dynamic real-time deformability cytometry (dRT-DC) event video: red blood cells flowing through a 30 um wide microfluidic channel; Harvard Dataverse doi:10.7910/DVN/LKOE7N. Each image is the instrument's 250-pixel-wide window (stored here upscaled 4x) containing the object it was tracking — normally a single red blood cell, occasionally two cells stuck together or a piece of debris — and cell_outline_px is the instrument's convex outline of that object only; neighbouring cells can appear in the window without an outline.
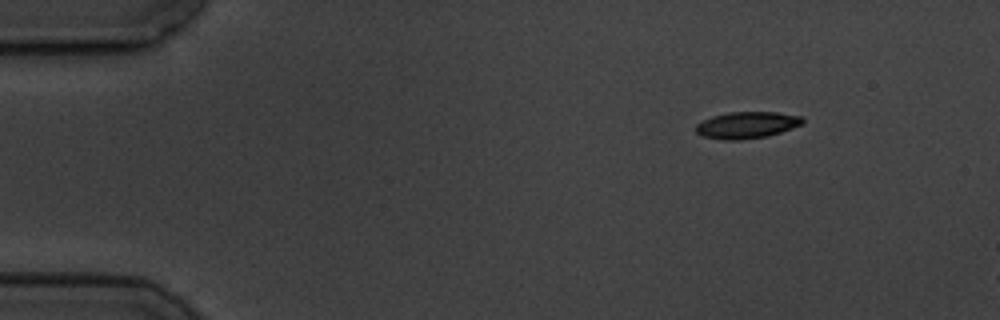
{"species": "common noctule bat (a hibernating species)", "species_latin": "Nyctalus noctula", "temperature_condition": "cold", "stored_images_in_passage": 4, "camera_frame_rate_fps": 3000, "um_per_image_px": 0.085, "animal": {"sex": "male", "body_mass_g": 19.5, "forearm_length_mm": 54.6}, "frame": {"image": 1, "passage_image": 1, "time_ms": 0.0, "image_size_px": [1000, 320], "cell_outline_px": [[804, 124], [768, 136], [740, 140], [720, 140], [700, 136], [696, 132], [696, 124], [712, 116], [728, 112], [776, 112], [804, 116]], "centroid_in_image_um": [63.49, 10.63], "position_along_channel_um": 21.5, "area_um2": 16.82}}